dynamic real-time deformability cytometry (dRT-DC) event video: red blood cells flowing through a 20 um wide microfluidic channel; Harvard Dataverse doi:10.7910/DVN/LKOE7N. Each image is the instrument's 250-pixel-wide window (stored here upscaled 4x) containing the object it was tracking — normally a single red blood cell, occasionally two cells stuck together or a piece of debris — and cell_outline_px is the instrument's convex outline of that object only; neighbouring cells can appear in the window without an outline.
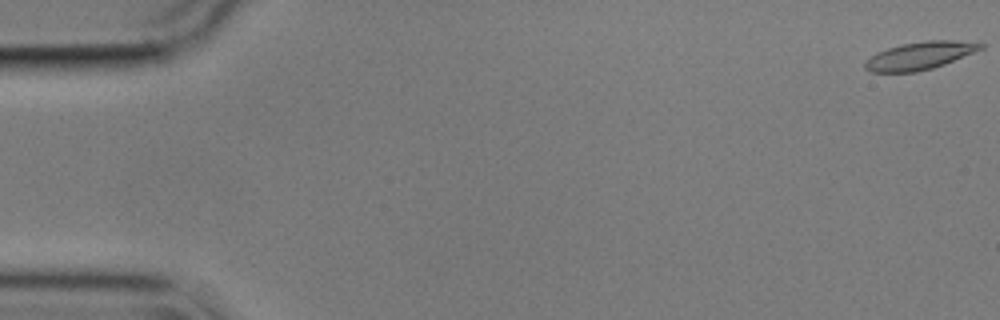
{"species": "common noctule bat (a hibernating species)", "species_latin": "Nyctalus noctula", "temperature_condition": "cold", "stored_images_in_passage": 57, "camera_frame_rate_fps": 3000, "um_per_image_px": 0.085, "animal": {"sex": "male", "body_mass_g": 17.9}, "frame": {"image": 1, "passage_image": 1, "time_ms": 0.0, "image_size_px": [1000, 320], "cell_outline_px": [[984, 48], [944, 64], [932, 68], [916, 72], [868, 72], [864, 68], [864, 64], [876, 52], [888, 48], [904, 44], [924, 40], [956, 40], [984, 44]], "centroid_in_image_um": [78.17, 4.73], "position_along_channel_um": 6.8, "area_um2": 18.5}}
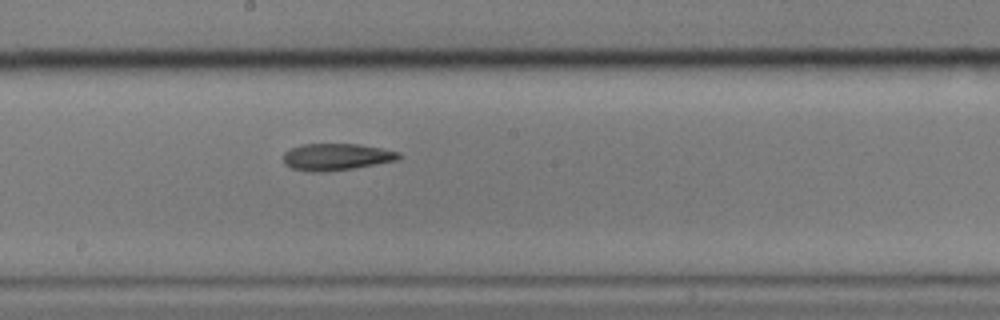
{"frame": {"image": 2, "passage_image": 31, "time_ms": 10.0, "image_size_px": [1000, 320], "cell_outline_px": [[404, 156], [396, 160], [376, 164], [352, 168], [324, 172], [308, 172], [292, 168], [284, 164], [284, 152], [300, 144], [356, 144], [380, 148], [400, 152]], "centroid_in_image_um": [28.58, 13.34], "position_along_channel_um": 219.6, "area_um2": 18.03}}
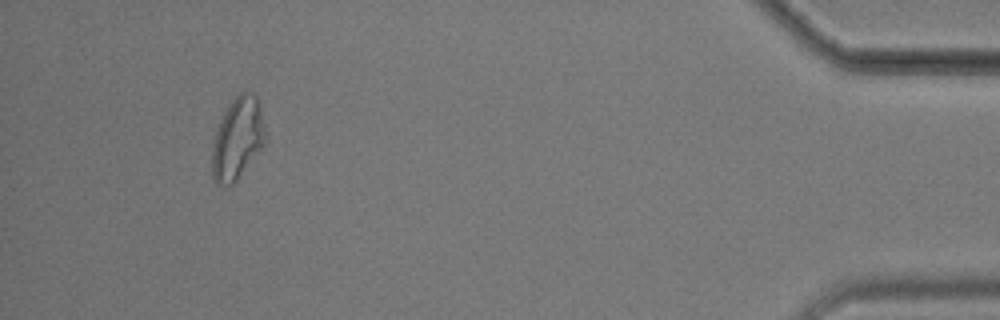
{"frame": {"image": 3, "passage_image": 53, "time_ms": 17.333, "image_size_px": [1000, 320], "cell_outline_px": [[264, 148], [236, 180], [232, 184], [224, 188], [216, 184], [212, 176], [212, 148], [216, 128], [228, 104], [240, 92], [252, 92], [256, 96], [260, 108], [264, 124]], "centroid_in_image_um": [20.17, 11.81], "position_along_channel_um": 415.0, "area_um2": 25.61}, "authors_computed_cell_mechanics": {"area_um2": 18.8428, "velocity_mm_per_s": 3.5527, "shape_relaxation_time_tau1_ms": null, "shape_relaxation_time_tau2_ms": 8.4168, "deformation_change_tau1": null, "deformation_change_tau2": 0.1806}}